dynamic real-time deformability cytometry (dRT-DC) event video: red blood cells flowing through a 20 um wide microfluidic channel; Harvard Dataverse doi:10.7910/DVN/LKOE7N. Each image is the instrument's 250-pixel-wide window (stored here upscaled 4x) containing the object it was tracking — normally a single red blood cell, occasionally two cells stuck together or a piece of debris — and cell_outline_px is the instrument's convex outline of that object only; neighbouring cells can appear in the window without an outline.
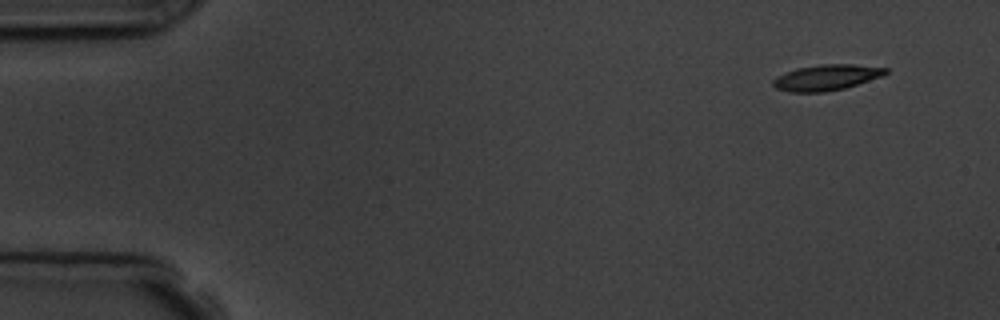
{"species": "common noctule bat (a hibernating species)", "species_latin": "Nyctalus noctula", "temperature_condition": "room temperature", "stored_images_in_passage": 3, "segment_of_instrument_passage": [2, 2], "camera_frame_rate_fps": 3000, "um_per_image_px": 0.085, "animal": {"sex": "male", "body_mass_g": 19.5, "forearm_length_mm": 54.6}, "frame": {"image": 1, "passage_image": 3, "time_ms": 2.333, "image_size_px": [1000, 320], "cell_outline_px": [[888, 72], [880, 76], [844, 88], [824, 92], [788, 92], [776, 88], [772, 84], [772, 80], [776, 76], [796, 68], [824, 64], [852, 64], [888, 68]], "centroid_in_image_um": [70.19, 6.58], "position_along_channel_um": 14.8, "area_um2": 16.7}}